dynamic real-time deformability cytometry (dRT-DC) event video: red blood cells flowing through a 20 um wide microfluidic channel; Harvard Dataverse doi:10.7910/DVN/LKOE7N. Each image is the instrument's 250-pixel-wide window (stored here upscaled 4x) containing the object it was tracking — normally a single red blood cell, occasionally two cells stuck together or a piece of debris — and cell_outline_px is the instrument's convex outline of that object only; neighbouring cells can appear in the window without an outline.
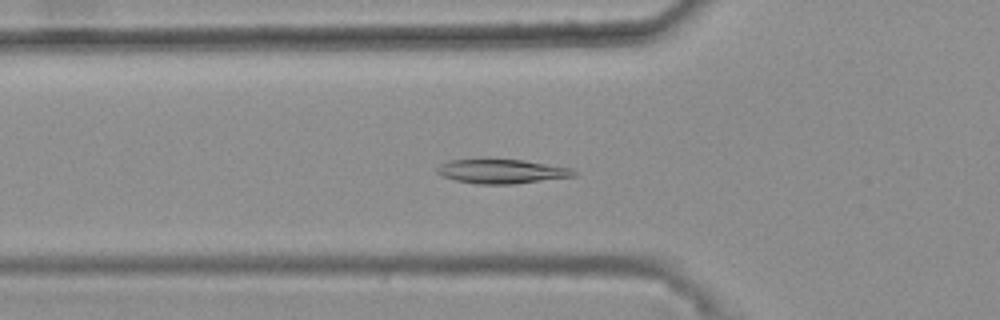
{"species": "common noctule bat (a hibernating species)", "species_latin": "Nyctalus noctula", "temperature_condition": "warm", "stored_images_in_passage": 37, "camera_frame_rate_fps": 3000, "um_per_image_px": 0.085, "animal": {"sex": "female", "body_mass_g": 25.1}, "frame": {"image": 1, "passage_image": 9, "time_ms": 2.667, "image_size_px": [1000, 320], "cell_outline_px": [[576, 176], [512, 184], [476, 184], [456, 180], [444, 176], [436, 172], [436, 168], [440, 164], [448, 160], [484, 156], [488, 156], [524, 160], [572, 168], [576, 172]], "centroid_in_image_um": [42.58, 14.51], "position_along_channel_um": 83.2, "area_um2": 20.23}}
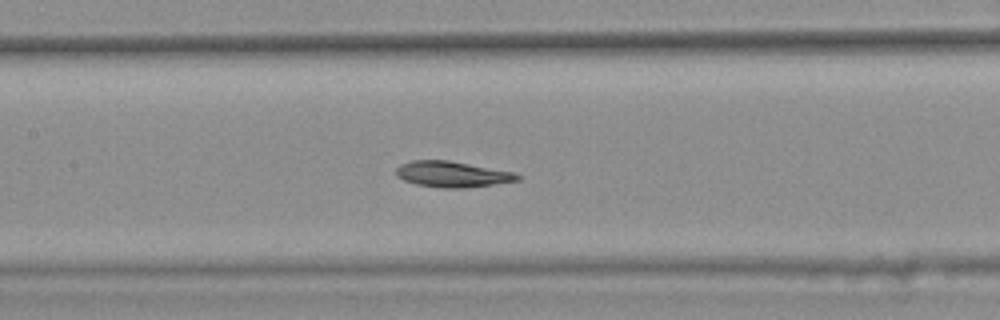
{"frame": {"image": 2, "passage_image": 16, "time_ms": 5.0, "image_size_px": [1000, 320], "cell_outline_px": [[524, 176], [520, 180], [464, 188], [444, 188], [416, 184], [404, 180], [396, 176], [396, 168], [400, 164], [412, 160], [448, 160], [516, 172]], "centroid_in_image_um": [38.47, 14.8], "position_along_channel_um": 168.9, "area_um2": 18.38}}
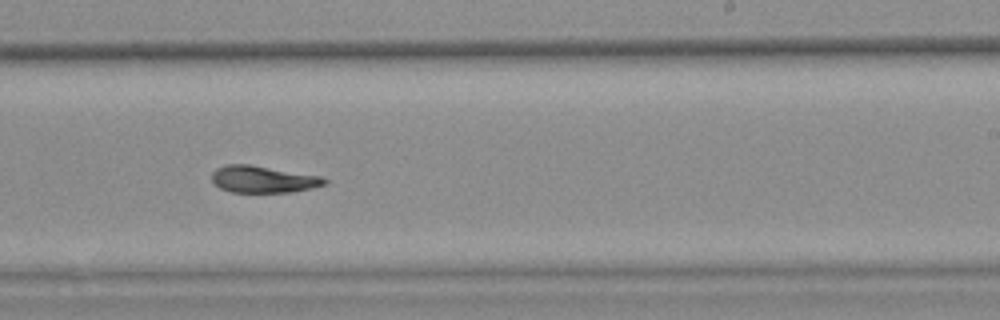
{"frame": {"image": 3, "passage_image": 24, "time_ms": 7.667, "image_size_px": [1000, 320], "cell_outline_px": [[328, 184], [312, 188], [288, 192], [232, 192], [220, 188], [212, 184], [212, 172], [216, 168], [228, 164], [248, 164], [324, 176], [328, 180]], "centroid_in_image_um": [22.38, 15.23], "position_along_channel_um": 266.6, "area_um2": 17.86}, "authors_computed_cell_mechanics": {"area_um2": 18.2648, "velocity_mm_per_s": 3.6705, "shape_relaxation_time_tau1_ms": null, "shape_relaxation_time_tau2_ms": 9.2256, "deformation_change_tau1": null, "deformation_change_tau2": 0.1063}}